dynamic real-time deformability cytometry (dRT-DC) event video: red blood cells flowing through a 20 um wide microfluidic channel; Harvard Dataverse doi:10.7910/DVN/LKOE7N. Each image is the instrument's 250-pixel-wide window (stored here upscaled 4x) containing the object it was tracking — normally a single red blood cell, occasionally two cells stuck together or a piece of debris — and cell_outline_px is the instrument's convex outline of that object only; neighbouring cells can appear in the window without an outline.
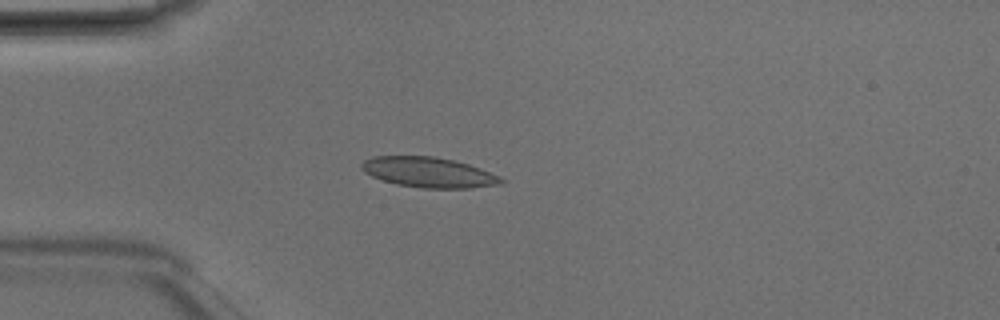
{"species": "Egyptian fruit bat (a non-hibernating species)", "species_latin": "Rousettus aegyptiacus", "temperature_condition": "room temperature", "stored_images_in_passage": 4, "camera_frame_rate_fps": 3000, "um_per_image_px": 0.085, "animal": {"sex": "male"}, "frame": {"image": 1, "passage_image": 3, "time_ms": 0.667, "image_size_px": [1000, 320], "cell_outline_px": [[504, 184], [472, 188], [420, 188], [396, 184], [372, 176], [364, 172], [360, 168], [360, 164], [364, 160], [372, 156], [436, 156], [468, 164], [480, 168], [500, 176], [504, 180]], "centroid_in_image_um": [36.44, 14.65], "position_along_channel_um": 48.6, "area_um2": 24.74}}